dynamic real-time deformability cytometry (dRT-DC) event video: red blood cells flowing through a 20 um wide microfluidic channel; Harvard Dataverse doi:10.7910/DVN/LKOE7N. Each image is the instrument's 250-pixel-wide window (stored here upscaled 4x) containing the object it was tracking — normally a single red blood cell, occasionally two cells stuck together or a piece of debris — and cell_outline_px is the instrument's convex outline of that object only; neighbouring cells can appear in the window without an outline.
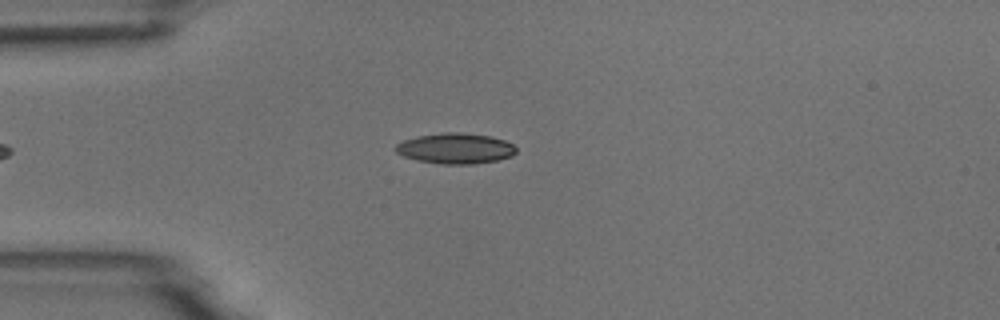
{"species": "common noctule bat (a hibernating species)", "species_latin": "Nyctalus noctula", "temperature_condition": "room temperature", "stored_images_in_passage": 4, "camera_frame_rate_fps": 3000, "um_per_image_px": 0.085, "animal": {"sex": "male", "body_mass_g": 18.8}, "frame": {"image": 1, "passage_image": 4, "time_ms": 4.333, "image_size_px": [1000, 320], "cell_outline_px": [[516, 152], [512, 156], [496, 160], [476, 164], [440, 164], [416, 160], [404, 156], [396, 152], [392, 148], [396, 144], [404, 140], [416, 136], [444, 132], [460, 132], [492, 136], [504, 140], [512, 144], [516, 148]], "centroid_in_image_um": [38.69, 12.61], "position_along_channel_um": 46.3, "area_um2": 21.68}}